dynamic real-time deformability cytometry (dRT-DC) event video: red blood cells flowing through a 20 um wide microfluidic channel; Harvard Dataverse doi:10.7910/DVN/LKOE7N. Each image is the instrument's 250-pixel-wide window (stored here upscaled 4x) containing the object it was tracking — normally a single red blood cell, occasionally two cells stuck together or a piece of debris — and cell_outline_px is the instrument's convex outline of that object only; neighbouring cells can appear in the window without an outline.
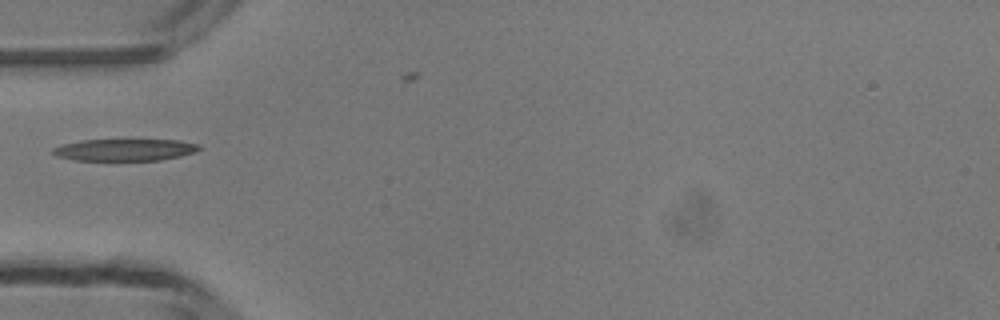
{"species": "common noctule bat (a hibernating species)", "species_latin": "Nyctalus noctula", "temperature_condition": "room temperature", "stored_images_in_passage": 24, "camera_frame_rate_fps": 3000, "um_per_image_px": 0.085, "animal": {"sex": "male", "body_mass_g": 13.3}, "frame": {"image": 1, "passage_image": 1, "time_ms": 0.0, "image_size_px": [1000, 320], "cell_outline_px": [[204, 148], [180, 156], [160, 160], [72, 160], [56, 156], [52, 152], [52, 148], [64, 144], [80, 140], [180, 140], [200, 144]], "centroid_in_image_um": [10.62, 12.73], "position_along_channel_um": 74.4, "area_um2": 18.67}}
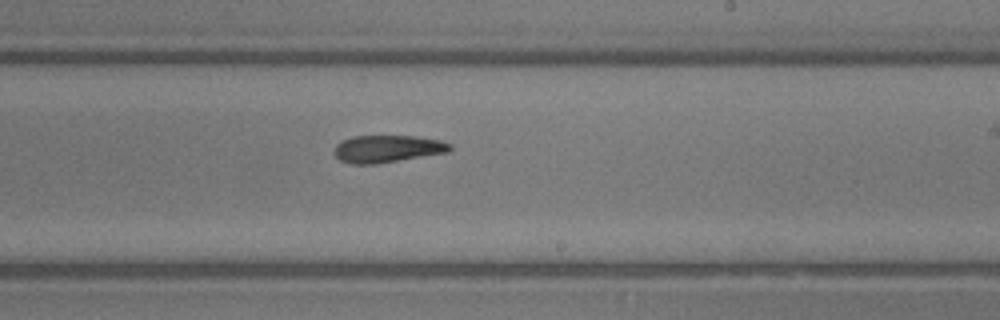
{"frame": {"image": 2, "passage_image": 14, "time_ms": 4.333, "image_size_px": [1000, 320], "cell_outline_px": [[452, 148], [448, 152], [376, 164], [352, 164], [340, 160], [332, 152], [336, 144], [352, 136], [416, 136], [440, 140], [452, 144]], "centroid_in_image_um": [32.92, 12.65], "position_along_channel_um": 256.1, "area_um2": 18.44}}
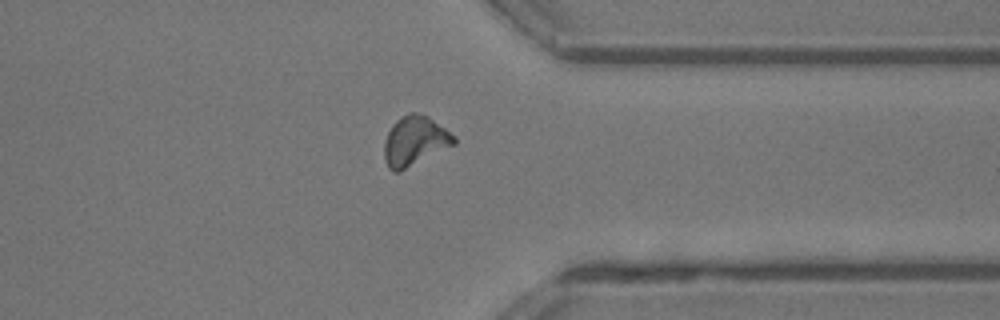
{"frame": {"image": 3, "passage_image": 23, "time_ms": 7.333, "image_size_px": [1000, 320], "cell_outline_px": [[456, 144], [400, 172], [392, 172], [388, 168], [384, 160], [384, 144], [388, 132], [392, 124], [396, 120], [408, 112], [416, 112], [428, 116], [456, 136]], "centroid_in_image_um": [35.26, 11.99], "position_along_channel_um": 376.1, "area_um2": 20.4}}